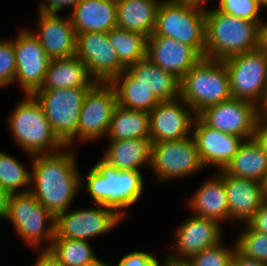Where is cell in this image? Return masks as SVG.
Here are the masks:
<instances>
[{"mask_svg":"<svg viewBox=\"0 0 267 266\" xmlns=\"http://www.w3.org/2000/svg\"><path fill=\"white\" fill-rule=\"evenodd\" d=\"M32 156L30 193L55 217L68 210L81 187L73 152Z\"/></svg>","mask_w":267,"mask_h":266,"instance_id":"cell-1","label":"cell"},{"mask_svg":"<svg viewBox=\"0 0 267 266\" xmlns=\"http://www.w3.org/2000/svg\"><path fill=\"white\" fill-rule=\"evenodd\" d=\"M86 181L91 202L112 209L122 219L126 208L138 201L144 187L140 171L118 170L103 158L91 167Z\"/></svg>","mask_w":267,"mask_h":266,"instance_id":"cell-2","label":"cell"},{"mask_svg":"<svg viewBox=\"0 0 267 266\" xmlns=\"http://www.w3.org/2000/svg\"><path fill=\"white\" fill-rule=\"evenodd\" d=\"M205 30V58L223 61L258 49V22L206 9Z\"/></svg>","mask_w":267,"mask_h":266,"instance_id":"cell-3","label":"cell"},{"mask_svg":"<svg viewBox=\"0 0 267 266\" xmlns=\"http://www.w3.org/2000/svg\"><path fill=\"white\" fill-rule=\"evenodd\" d=\"M25 96L8 120L14 141L31 156L52 154L66 148L53 132L36 98L30 94Z\"/></svg>","mask_w":267,"mask_h":266,"instance_id":"cell-4","label":"cell"},{"mask_svg":"<svg viewBox=\"0 0 267 266\" xmlns=\"http://www.w3.org/2000/svg\"><path fill=\"white\" fill-rule=\"evenodd\" d=\"M180 98L196 116L207 107L232 99L224 62L202 58L181 78Z\"/></svg>","mask_w":267,"mask_h":266,"instance_id":"cell-5","label":"cell"},{"mask_svg":"<svg viewBox=\"0 0 267 266\" xmlns=\"http://www.w3.org/2000/svg\"><path fill=\"white\" fill-rule=\"evenodd\" d=\"M206 10L187 6L174 0H162L152 35L173 38L193 47L205 58Z\"/></svg>","mask_w":267,"mask_h":266,"instance_id":"cell-6","label":"cell"},{"mask_svg":"<svg viewBox=\"0 0 267 266\" xmlns=\"http://www.w3.org/2000/svg\"><path fill=\"white\" fill-rule=\"evenodd\" d=\"M223 62L232 98L252 102L261 108L267 95V53L256 49Z\"/></svg>","mask_w":267,"mask_h":266,"instance_id":"cell-7","label":"cell"},{"mask_svg":"<svg viewBox=\"0 0 267 266\" xmlns=\"http://www.w3.org/2000/svg\"><path fill=\"white\" fill-rule=\"evenodd\" d=\"M89 89L37 90L32 94L41 105L53 132L64 145L77 134L81 107Z\"/></svg>","mask_w":267,"mask_h":266,"instance_id":"cell-8","label":"cell"},{"mask_svg":"<svg viewBox=\"0 0 267 266\" xmlns=\"http://www.w3.org/2000/svg\"><path fill=\"white\" fill-rule=\"evenodd\" d=\"M4 219L10 220L18 235L31 246L38 249L41 241L47 239L50 244L45 249L50 248L55 237L56 217L30 192L11 195L8 213ZM46 222H49L48 225Z\"/></svg>","mask_w":267,"mask_h":266,"instance_id":"cell-9","label":"cell"},{"mask_svg":"<svg viewBox=\"0 0 267 266\" xmlns=\"http://www.w3.org/2000/svg\"><path fill=\"white\" fill-rule=\"evenodd\" d=\"M117 105V94L113 85L96 82L87 91L81 107L77 134L65 145L66 148L71 146L76 137L81 142H86L107 135Z\"/></svg>","mask_w":267,"mask_h":266,"instance_id":"cell-10","label":"cell"},{"mask_svg":"<svg viewBox=\"0 0 267 266\" xmlns=\"http://www.w3.org/2000/svg\"><path fill=\"white\" fill-rule=\"evenodd\" d=\"M197 116L213 129L248 140L253 138L261 110L252 102L232 98L205 108Z\"/></svg>","mask_w":267,"mask_h":266,"instance_id":"cell-11","label":"cell"},{"mask_svg":"<svg viewBox=\"0 0 267 266\" xmlns=\"http://www.w3.org/2000/svg\"><path fill=\"white\" fill-rule=\"evenodd\" d=\"M151 169L159 181L184 177L204 168L193 136L152 143Z\"/></svg>","mask_w":267,"mask_h":266,"instance_id":"cell-12","label":"cell"},{"mask_svg":"<svg viewBox=\"0 0 267 266\" xmlns=\"http://www.w3.org/2000/svg\"><path fill=\"white\" fill-rule=\"evenodd\" d=\"M75 55L88 67L96 82L111 83L126 70L105 32L77 34Z\"/></svg>","mask_w":267,"mask_h":266,"instance_id":"cell-13","label":"cell"},{"mask_svg":"<svg viewBox=\"0 0 267 266\" xmlns=\"http://www.w3.org/2000/svg\"><path fill=\"white\" fill-rule=\"evenodd\" d=\"M97 206L58 214L54 238L88 241V238L107 233L122 220L112 209L99 204Z\"/></svg>","mask_w":267,"mask_h":266,"instance_id":"cell-14","label":"cell"},{"mask_svg":"<svg viewBox=\"0 0 267 266\" xmlns=\"http://www.w3.org/2000/svg\"><path fill=\"white\" fill-rule=\"evenodd\" d=\"M13 46L17 66L15 80L19 79L25 94L32 95L42 86L51 59L34 32L26 29L19 31Z\"/></svg>","mask_w":267,"mask_h":266,"instance_id":"cell-15","label":"cell"},{"mask_svg":"<svg viewBox=\"0 0 267 266\" xmlns=\"http://www.w3.org/2000/svg\"><path fill=\"white\" fill-rule=\"evenodd\" d=\"M195 117L191 107L182 98L159 102L149 113L151 142L158 143L188 137Z\"/></svg>","mask_w":267,"mask_h":266,"instance_id":"cell-16","label":"cell"},{"mask_svg":"<svg viewBox=\"0 0 267 266\" xmlns=\"http://www.w3.org/2000/svg\"><path fill=\"white\" fill-rule=\"evenodd\" d=\"M176 232L175 248L178 253H168L169 256H166V259L174 262H184L221 242L220 222L211 218L192 215Z\"/></svg>","mask_w":267,"mask_h":266,"instance_id":"cell-17","label":"cell"},{"mask_svg":"<svg viewBox=\"0 0 267 266\" xmlns=\"http://www.w3.org/2000/svg\"><path fill=\"white\" fill-rule=\"evenodd\" d=\"M192 129L202 164L204 167L210 164L216 165L218 171L226 167L244 142L241 137L207 126L198 116L193 121Z\"/></svg>","mask_w":267,"mask_h":266,"instance_id":"cell-18","label":"cell"},{"mask_svg":"<svg viewBox=\"0 0 267 266\" xmlns=\"http://www.w3.org/2000/svg\"><path fill=\"white\" fill-rule=\"evenodd\" d=\"M146 57L179 80L203 58L193 47L162 36L147 37Z\"/></svg>","mask_w":267,"mask_h":266,"instance_id":"cell-19","label":"cell"},{"mask_svg":"<svg viewBox=\"0 0 267 266\" xmlns=\"http://www.w3.org/2000/svg\"><path fill=\"white\" fill-rule=\"evenodd\" d=\"M38 34L42 48L51 60L69 58L76 54L77 34L70 17L63 19L53 13L39 12Z\"/></svg>","mask_w":267,"mask_h":266,"instance_id":"cell-20","label":"cell"},{"mask_svg":"<svg viewBox=\"0 0 267 266\" xmlns=\"http://www.w3.org/2000/svg\"><path fill=\"white\" fill-rule=\"evenodd\" d=\"M224 181L229 219L247 221L265 202L260 181L244 179L218 171Z\"/></svg>","mask_w":267,"mask_h":266,"instance_id":"cell-21","label":"cell"},{"mask_svg":"<svg viewBox=\"0 0 267 266\" xmlns=\"http://www.w3.org/2000/svg\"><path fill=\"white\" fill-rule=\"evenodd\" d=\"M70 19L76 34L108 33L117 27V0H80Z\"/></svg>","mask_w":267,"mask_h":266,"instance_id":"cell-22","label":"cell"},{"mask_svg":"<svg viewBox=\"0 0 267 266\" xmlns=\"http://www.w3.org/2000/svg\"><path fill=\"white\" fill-rule=\"evenodd\" d=\"M95 83L88 67L75 55L51 60L39 90L91 88Z\"/></svg>","mask_w":267,"mask_h":266,"instance_id":"cell-23","label":"cell"},{"mask_svg":"<svg viewBox=\"0 0 267 266\" xmlns=\"http://www.w3.org/2000/svg\"><path fill=\"white\" fill-rule=\"evenodd\" d=\"M126 71L144 85L160 101L180 98V80L151 62L147 57L126 68Z\"/></svg>","mask_w":267,"mask_h":266,"instance_id":"cell-24","label":"cell"},{"mask_svg":"<svg viewBox=\"0 0 267 266\" xmlns=\"http://www.w3.org/2000/svg\"><path fill=\"white\" fill-rule=\"evenodd\" d=\"M103 159L118 170L140 171L144 163L151 166L150 138L109 140Z\"/></svg>","mask_w":267,"mask_h":266,"instance_id":"cell-25","label":"cell"},{"mask_svg":"<svg viewBox=\"0 0 267 266\" xmlns=\"http://www.w3.org/2000/svg\"><path fill=\"white\" fill-rule=\"evenodd\" d=\"M160 0H117V27L149 37L153 34Z\"/></svg>","mask_w":267,"mask_h":266,"instance_id":"cell-26","label":"cell"},{"mask_svg":"<svg viewBox=\"0 0 267 266\" xmlns=\"http://www.w3.org/2000/svg\"><path fill=\"white\" fill-rule=\"evenodd\" d=\"M195 216L221 221L229 219V206L224 181L217 175L208 179L190 199Z\"/></svg>","mask_w":267,"mask_h":266,"instance_id":"cell-27","label":"cell"},{"mask_svg":"<svg viewBox=\"0 0 267 266\" xmlns=\"http://www.w3.org/2000/svg\"><path fill=\"white\" fill-rule=\"evenodd\" d=\"M223 171L231 176L261 182L267 174V156L253 138L244 140Z\"/></svg>","mask_w":267,"mask_h":266,"instance_id":"cell-28","label":"cell"},{"mask_svg":"<svg viewBox=\"0 0 267 266\" xmlns=\"http://www.w3.org/2000/svg\"><path fill=\"white\" fill-rule=\"evenodd\" d=\"M107 136L110 140L150 138L149 112L117 105Z\"/></svg>","mask_w":267,"mask_h":266,"instance_id":"cell-29","label":"cell"},{"mask_svg":"<svg viewBox=\"0 0 267 266\" xmlns=\"http://www.w3.org/2000/svg\"><path fill=\"white\" fill-rule=\"evenodd\" d=\"M118 105L132 110L151 112L160 102L144 85L138 84L126 70L112 82Z\"/></svg>","mask_w":267,"mask_h":266,"instance_id":"cell-30","label":"cell"},{"mask_svg":"<svg viewBox=\"0 0 267 266\" xmlns=\"http://www.w3.org/2000/svg\"><path fill=\"white\" fill-rule=\"evenodd\" d=\"M108 38L125 68L146 58L147 36L144 34L116 27L108 32Z\"/></svg>","mask_w":267,"mask_h":266,"instance_id":"cell-31","label":"cell"},{"mask_svg":"<svg viewBox=\"0 0 267 266\" xmlns=\"http://www.w3.org/2000/svg\"><path fill=\"white\" fill-rule=\"evenodd\" d=\"M64 266H82L98 257L87 240L54 238L48 249Z\"/></svg>","mask_w":267,"mask_h":266,"instance_id":"cell-32","label":"cell"},{"mask_svg":"<svg viewBox=\"0 0 267 266\" xmlns=\"http://www.w3.org/2000/svg\"><path fill=\"white\" fill-rule=\"evenodd\" d=\"M31 184V172L26 170L23 165L5 152L0 151V187L9 191L11 194L27 193L18 191L20 187Z\"/></svg>","mask_w":267,"mask_h":266,"instance_id":"cell-33","label":"cell"},{"mask_svg":"<svg viewBox=\"0 0 267 266\" xmlns=\"http://www.w3.org/2000/svg\"><path fill=\"white\" fill-rule=\"evenodd\" d=\"M236 246L245 257L267 265V234L255 232L246 226L236 241Z\"/></svg>","mask_w":267,"mask_h":266,"instance_id":"cell-34","label":"cell"},{"mask_svg":"<svg viewBox=\"0 0 267 266\" xmlns=\"http://www.w3.org/2000/svg\"><path fill=\"white\" fill-rule=\"evenodd\" d=\"M237 246L233 249H228L222 246L221 243L210 247L189 257L184 264L186 266H231L233 255Z\"/></svg>","mask_w":267,"mask_h":266,"instance_id":"cell-35","label":"cell"},{"mask_svg":"<svg viewBox=\"0 0 267 266\" xmlns=\"http://www.w3.org/2000/svg\"><path fill=\"white\" fill-rule=\"evenodd\" d=\"M216 8L224 14L260 23L259 11L262 7L257 0H219Z\"/></svg>","mask_w":267,"mask_h":266,"instance_id":"cell-36","label":"cell"},{"mask_svg":"<svg viewBox=\"0 0 267 266\" xmlns=\"http://www.w3.org/2000/svg\"><path fill=\"white\" fill-rule=\"evenodd\" d=\"M16 57L13 40L0 41V87L15 81Z\"/></svg>","mask_w":267,"mask_h":266,"instance_id":"cell-37","label":"cell"},{"mask_svg":"<svg viewBox=\"0 0 267 266\" xmlns=\"http://www.w3.org/2000/svg\"><path fill=\"white\" fill-rule=\"evenodd\" d=\"M117 266H160V263L153 254L133 251L123 256Z\"/></svg>","mask_w":267,"mask_h":266,"instance_id":"cell-38","label":"cell"},{"mask_svg":"<svg viewBox=\"0 0 267 266\" xmlns=\"http://www.w3.org/2000/svg\"><path fill=\"white\" fill-rule=\"evenodd\" d=\"M246 226L255 232L267 234V202L245 222Z\"/></svg>","mask_w":267,"mask_h":266,"instance_id":"cell-39","label":"cell"},{"mask_svg":"<svg viewBox=\"0 0 267 266\" xmlns=\"http://www.w3.org/2000/svg\"><path fill=\"white\" fill-rule=\"evenodd\" d=\"M79 2L80 0H44L40 4L39 12L57 14L64 6H71L74 9Z\"/></svg>","mask_w":267,"mask_h":266,"instance_id":"cell-40","label":"cell"},{"mask_svg":"<svg viewBox=\"0 0 267 266\" xmlns=\"http://www.w3.org/2000/svg\"><path fill=\"white\" fill-rule=\"evenodd\" d=\"M253 139L267 156V118L261 116L254 130Z\"/></svg>","mask_w":267,"mask_h":266,"instance_id":"cell-41","label":"cell"},{"mask_svg":"<svg viewBox=\"0 0 267 266\" xmlns=\"http://www.w3.org/2000/svg\"><path fill=\"white\" fill-rule=\"evenodd\" d=\"M34 266H64L48 249H42Z\"/></svg>","mask_w":267,"mask_h":266,"instance_id":"cell-42","label":"cell"},{"mask_svg":"<svg viewBox=\"0 0 267 266\" xmlns=\"http://www.w3.org/2000/svg\"><path fill=\"white\" fill-rule=\"evenodd\" d=\"M231 266H267V265L264 262L245 257L236 249L231 261Z\"/></svg>","mask_w":267,"mask_h":266,"instance_id":"cell-43","label":"cell"},{"mask_svg":"<svg viewBox=\"0 0 267 266\" xmlns=\"http://www.w3.org/2000/svg\"><path fill=\"white\" fill-rule=\"evenodd\" d=\"M11 193L0 187V218L4 219L8 213Z\"/></svg>","mask_w":267,"mask_h":266,"instance_id":"cell-44","label":"cell"},{"mask_svg":"<svg viewBox=\"0 0 267 266\" xmlns=\"http://www.w3.org/2000/svg\"><path fill=\"white\" fill-rule=\"evenodd\" d=\"M258 49L267 53V23H259Z\"/></svg>","mask_w":267,"mask_h":266,"instance_id":"cell-45","label":"cell"},{"mask_svg":"<svg viewBox=\"0 0 267 266\" xmlns=\"http://www.w3.org/2000/svg\"><path fill=\"white\" fill-rule=\"evenodd\" d=\"M174 1L177 2V3H180V4H184V5L192 6V7H197V8L205 10V8H202V7L204 6L203 3L206 0H174Z\"/></svg>","mask_w":267,"mask_h":266,"instance_id":"cell-46","label":"cell"},{"mask_svg":"<svg viewBox=\"0 0 267 266\" xmlns=\"http://www.w3.org/2000/svg\"><path fill=\"white\" fill-rule=\"evenodd\" d=\"M261 186H262L263 198L267 202V174L262 179Z\"/></svg>","mask_w":267,"mask_h":266,"instance_id":"cell-47","label":"cell"},{"mask_svg":"<svg viewBox=\"0 0 267 266\" xmlns=\"http://www.w3.org/2000/svg\"><path fill=\"white\" fill-rule=\"evenodd\" d=\"M164 263V264H163ZM163 263L161 264V266H186L184 264V262H174V261H170L168 259H166L165 257V261H163Z\"/></svg>","mask_w":267,"mask_h":266,"instance_id":"cell-48","label":"cell"},{"mask_svg":"<svg viewBox=\"0 0 267 266\" xmlns=\"http://www.w3.org/2000/svg\"><path fill=\"white\" fill-rule=\"evenodd\" d=\"M82 266H111V265L104 263L102 260L97 258L94 262Z\"/></svg>","mask_w":267,"mask_h":266,"instance_id":"cell-49","label":"cell"},{"mask_svg":"<svg viewBox=\"0 0 267 266\" xmlns=\"http://www.w3.org/2000/svg\"><path fill=\"white\" fill-rule=\"evenodd\" d=\"M260 110H261V116L267 118V95H266L265 101L262 104Z\"/></svg>","mask_w":267,"mask_h":266,"instance_id":"cell-50","label":"cell"},{"mask_svg":"<svg viewBox=\"0 0 267 266\" xmlns=\"http://www.w3.org/2000/svg\"><path fill=\"white\" fill-rule=\"evenodd\" d=\"M258 3L263 6V7H266L267 8V0H257Z\"/></svg>","mask_w":267,"mask_h":266,"instance_id":"cell-51","label":"cell"}]
</instances>
